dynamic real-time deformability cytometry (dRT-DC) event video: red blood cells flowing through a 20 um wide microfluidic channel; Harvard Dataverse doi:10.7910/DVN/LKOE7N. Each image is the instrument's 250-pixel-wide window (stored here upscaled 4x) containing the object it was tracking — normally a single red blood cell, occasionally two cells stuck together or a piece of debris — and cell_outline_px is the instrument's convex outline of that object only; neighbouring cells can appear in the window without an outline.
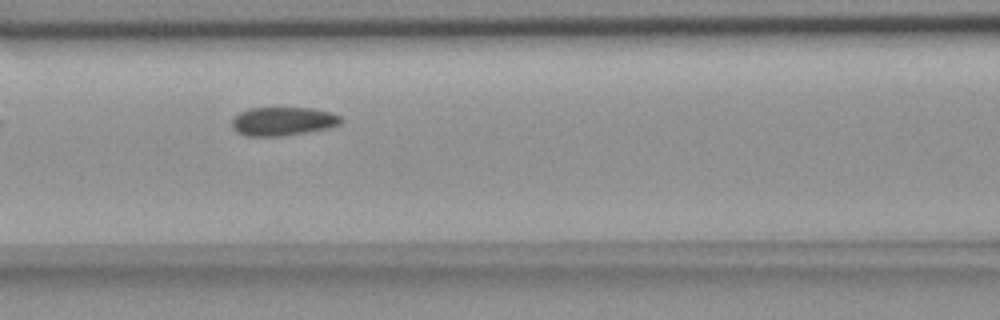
{"species": "common noctule bat (a hibernating species)", "species_latin": "Nyctalus noctula", "temperature_condition": "room temperature", "stored_images_in_passage": 14, "camera_frame_rate_fps": 3000, "um_per_image_px": 0.085, "animal": {"sex": "female", "body_mass_g": 18.4}, "frame": {"image": 1, "passage_image": 4, "time_ms": 3.333, "image_size_px": [1000, 320], "cell_outline_px": [[344, 120], [340, 124], [328, 128], [284, 136], [244, 136], [236, 132], [232, 128], [232, 120], [240, 112], [252, 108], [312, 108], [332, 112], [340, 116]], "centroid_in_image_um": [24.06, 10.32], "position_along_channel_um": 142.5, "area_um2": 18.26}}
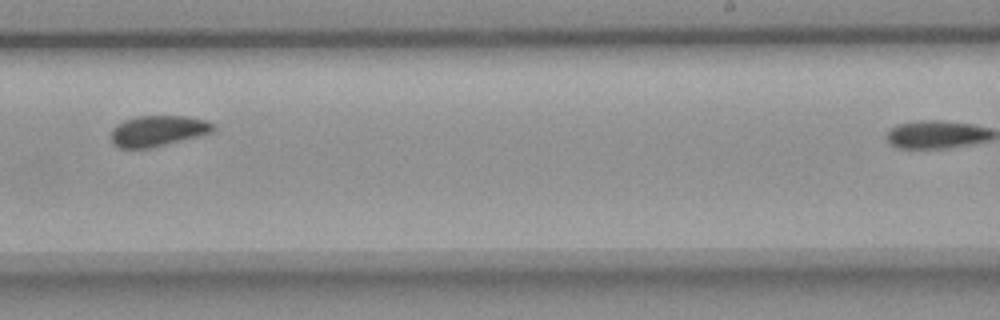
{"frame": {"image": 2, "passage_image": 7, "time_ms": 7.0, "image_size_px": [1000, 320], "cell_outline_px": [[216, 128], [212, 132], [152, 148], [120, 148], [112, 144], [112, 128], [116, 124], [124, 120], [136, 116], [188, 116], [204, 120], [216, 124]], "centroid_in_image_um": [13.41, 11.12], "position_along_channel_um": 275.6, "area_um2": 18.38}}
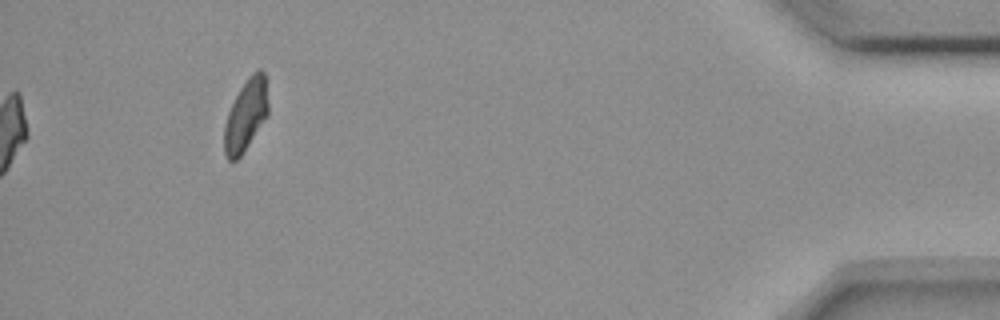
{"frame": {"image": 3, "passage_image": 13, "time_ms": 16.0, "image_size_px": [1000, 320], "cell_outline_px": [[268, 116], [240, 156], [236, 160], [228, 160], [224, 156], [224, 124], [228, 112], [240, 88], [248, 76], [252, 72], [260, 68], [264, 72], [268, 104]], "centroid_in_image_um": [20.89, 9.79], "position_along_channel_um": 414.3, "area_um2": 18.32}, "authors_computed_cell_mechanics": {"area_um2": 18.496, "velocity_mm_per_s": 3.6264, "shape_relaxation_time_tau1_ms": 1.6501, "shape_relaxation_time_tau2_ms": 6.5138, "deformation_change_tau1": 0.0344, "deformation_change_tau2": 0.0605}}